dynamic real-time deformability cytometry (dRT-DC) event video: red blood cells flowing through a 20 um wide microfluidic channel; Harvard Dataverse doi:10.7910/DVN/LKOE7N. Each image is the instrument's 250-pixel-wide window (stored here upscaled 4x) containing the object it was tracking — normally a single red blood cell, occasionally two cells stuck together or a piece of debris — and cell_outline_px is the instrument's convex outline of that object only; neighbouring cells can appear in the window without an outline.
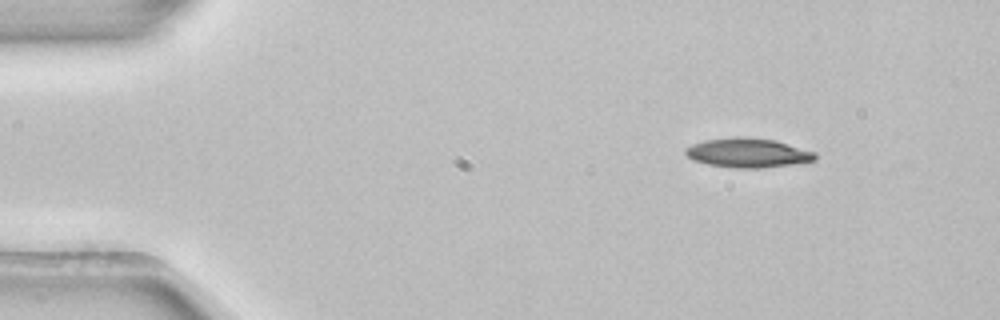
{"species": "common noctule bat (a hibernating species)", "species_latin": "Nyctalus noctula", "temperature_condition": "room temperature", "stored_images_in_passage": 4, "camera_frame_rate_fps": 3000, "um_per_image_px": 0.085, "animal": {"sex": "female", "body_mass_g": 22.7, "forearm_length_mm": 54.2}, "frame": {"image": 1, "passage_image": 1, "time_ms": 0.0, "image_size_px": [1000, 320], "cell_outline_px": [[816, 160], [792, 164], [760, 168], [736, 168], [708, 164], [692, 160], [684, 152], [684, 148], [692, 144], [704, 140], [736, 136], [748, 136], [776, 140], [816, 152]], "centroid_in_image_um": [63.55, 12.97], "position_along_channel_um": 21.4, "area_um2": 22.37}}
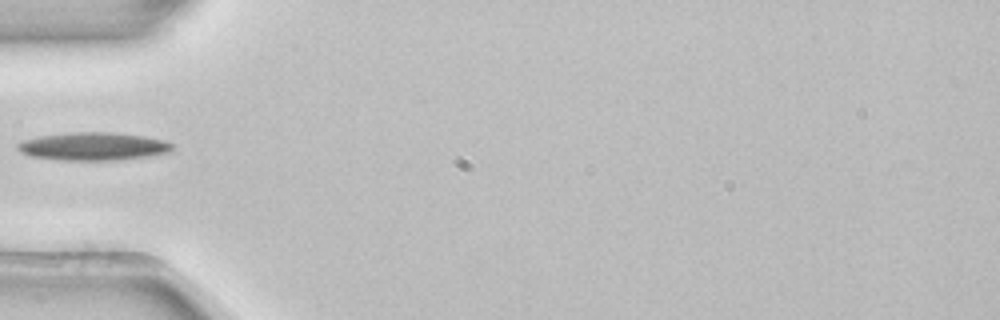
{"frame": {"image": 2, "passage_image": 4, "time_ms": 1.0, "image_size_px": [1000, 320], "cell_outline_px": [[172, 148], [168, 152], [148, 156], [116, 160], [64, 160], [32, 156], [20, 152], [16, 148], [16, 144], [20, 140], [40, 136], [72, 132], [112, 132], [144, 136], [164, 140], [172, 144]], "centroid_in_image_um": [7.88, 12.43], "position_along_channel_um": 77.1, "area_um2": 25.14}}